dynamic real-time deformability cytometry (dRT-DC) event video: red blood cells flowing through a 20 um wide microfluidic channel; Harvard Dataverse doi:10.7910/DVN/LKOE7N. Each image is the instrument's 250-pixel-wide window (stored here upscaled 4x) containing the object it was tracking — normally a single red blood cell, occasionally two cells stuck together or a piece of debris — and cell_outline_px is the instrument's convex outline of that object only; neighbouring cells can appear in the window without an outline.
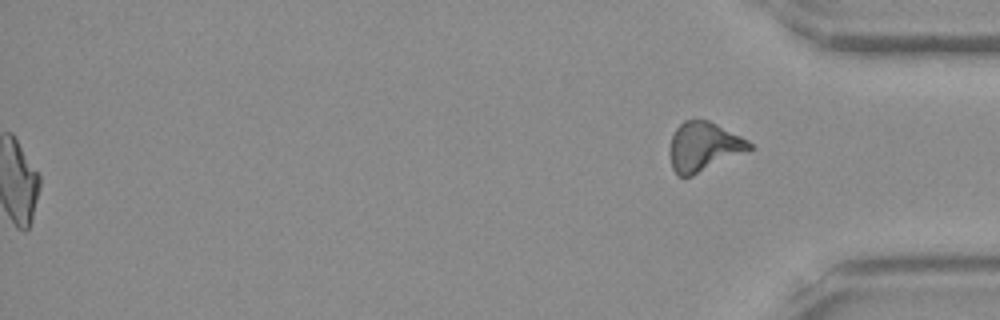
{"species": "Egyptian fruit bat (a non-hibernating species)", "species_latin": "Rousettus aegyptiacus", "temperature_condition": "room temperature", "stored_images_in_passage": 38, "segment_of_instrument_passage": [2, 2], "camera_frame_rate_fps": 3000, "um_per_image_px": 0.085, "frame": {"image": 1, "passage_image": 38, "time_ms": 12.333, "image_size_px": [1000, 320], "cell_outline_px": [[752, 148], [748, 152], [692, 176], [680, 176], [672, 168], [668, 152], [672, 136], [676, 128], [684, 120], [708, 120], [748, 140], [752, 144]], "centroid_in_image_um": [59.81, 12.48], "position_along_channel_um": 375.4, "area_um2": 22.89}}